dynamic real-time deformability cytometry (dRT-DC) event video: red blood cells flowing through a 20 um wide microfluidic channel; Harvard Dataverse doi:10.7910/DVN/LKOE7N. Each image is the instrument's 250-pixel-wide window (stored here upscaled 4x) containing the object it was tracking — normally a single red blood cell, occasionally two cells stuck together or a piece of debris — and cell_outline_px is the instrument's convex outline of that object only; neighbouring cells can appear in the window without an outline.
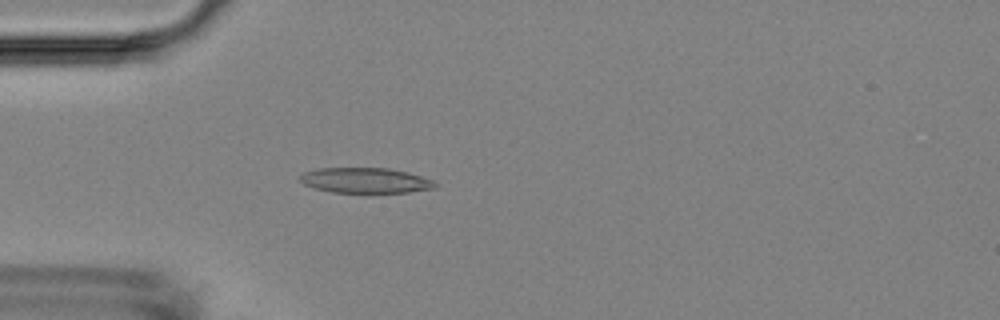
{"species": "Egyptian fruit bat (a non-hibernating species)", "species_latin": "Rousettus aegyptiacus", "temperature_condition": "room temperature", "stored_images_in_passage": 54, "camera_frame_rate_fps": 3000, "um_per_image_px": 0.085, "animal": {"sex": "female"}, "frame": {"image": 1, "passage_image": 15, "time_ms": 4.667, "image_size_px": [1000, 320], "cell_outline_px": [[440, 184], [436, 188], [408, 192], [368, 196], [332, 192], [316, 188], [304, 184], [300, 180], [300, 176], [304, 172], [320, 168], [388, 168], [408, 172], [432, 180]], "centroid_in_image_um": [31.12, 15.39], "position_along_channel_um": 53.9, "area_um2": 20.87}}
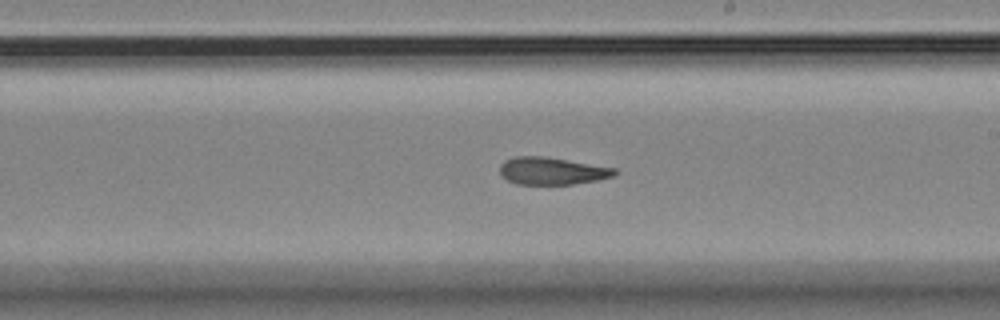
{"frame": {"image": 2, "passage_image": 31, "time_ms": 10.0, "image_size_px": [1000, 320], "cell_outline_px": [[616, 172], [612, 176], [596, 180], [572, 184], [516, 184], [500, 176], [500, 164], [504, 160], [516, 156], [544, 156], [616, 168]], "centroid_in_image_um": [46.86, 14.52], "position_along_channel_um": 242.1, "area_um2": 18.21}}
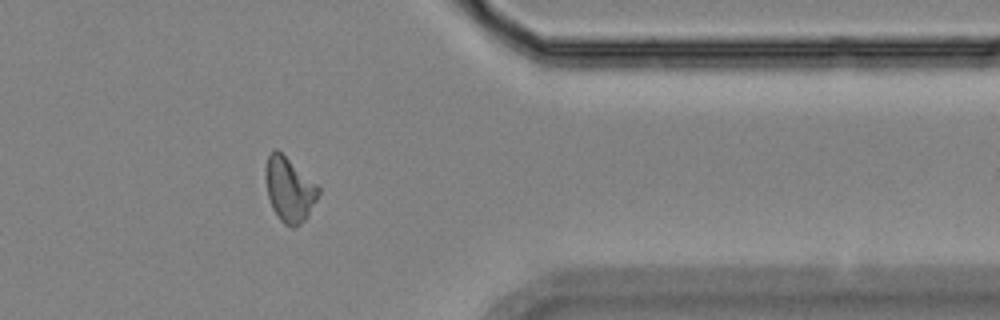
{"frame": {"image": 3, "passage_image": 44, "time_ms": 14.333, "image_size_px": [1000, 320], "cell_outline_px": [[320, 192], [308, 216], [296, 228], [292, 228], [284, 224], [276, 216], [272, 208], [268, 196], [264, 176], [268, 156], [276, 148], [316, 184], [320, 188]], "centroid_in_image_um": [24.58, 16.15], "position_along_channel_um": 386.8, "area_um2": 19.71}, "authors_computed_cell_mechanics": {"area_um2": 19.5364, "velocity_mm_per_s": 3.6554, "shape_relaxation_time_tau1_ms": 10.4655, "shape_relaxation_time_tau2_ms": 4.7295, "deformation_change_tau1": 0.2366, "deformation_change_tau2": 0.1397}}